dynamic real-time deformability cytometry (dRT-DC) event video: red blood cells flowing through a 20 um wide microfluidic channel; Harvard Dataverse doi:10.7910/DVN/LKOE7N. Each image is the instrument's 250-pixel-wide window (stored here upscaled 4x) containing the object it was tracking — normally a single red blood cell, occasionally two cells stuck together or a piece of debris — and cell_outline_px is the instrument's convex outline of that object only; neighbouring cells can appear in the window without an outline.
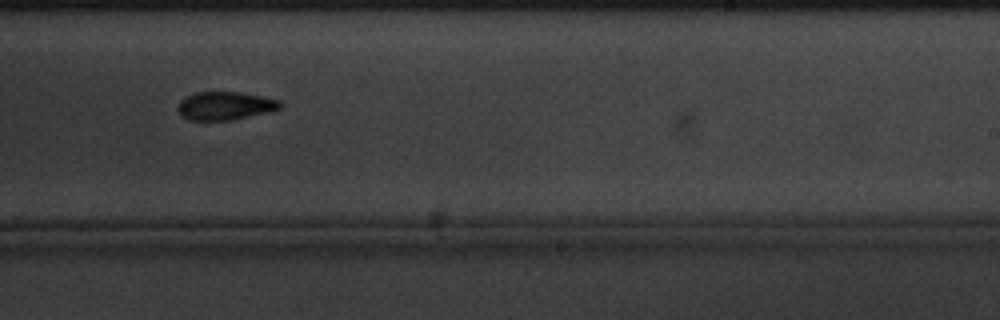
{"species": "common noctule bat (a hibernating species)", "species_latin": "Nyctalus noctula", "temperature_condition": "cold", "stored_images_in_passage": 11, "camera_frame_rate_fps": 3000, "um_per_image_px": 0.085, "animal": {"sex": "male", "body_mass_g": 20.1, "forearm_length_mm": 53.5}, "frame": {"image": 1, "passage_image": 10, "time_ms": 11.0, "image_size_px": [1000, 320], "cell_outline_px": [[280, 108], [264, 112], [228, 120], [188, 120], [180, 116], [176, 108], [180, 100], [184, 96], [196, 92], [240, 92], [280, 100]], "centroid_in_image_um": [19.01, 8.98], "position_along_channel_um": 270.0, "area_um2": 16.65}}